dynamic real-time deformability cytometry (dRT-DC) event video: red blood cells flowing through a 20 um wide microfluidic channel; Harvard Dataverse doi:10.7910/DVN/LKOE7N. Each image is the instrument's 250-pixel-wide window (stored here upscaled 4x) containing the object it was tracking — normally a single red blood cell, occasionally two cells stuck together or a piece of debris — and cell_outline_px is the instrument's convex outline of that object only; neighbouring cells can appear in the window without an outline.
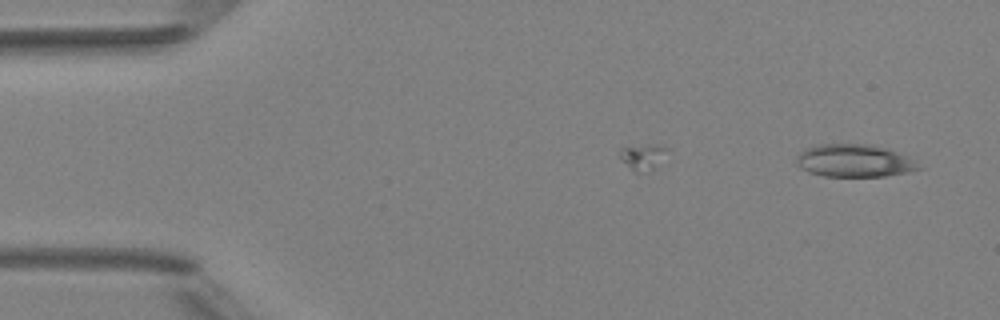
{"species": "Egyptian fruit bat (a non-hibernating species)", "species_latin": "Rousettus aegyptiacus", "temperature_condition": "room temperature", "stored_images_in_passage": 3, "camera_frame_rate_fps": 3000, "um_per_image_px": 0.085, "animal": {"sex": "female"}, "frame": {"image": 1, "passage_image": 3, "time_ms": 2.333, "image_size_px": [1000, 320], "cell_outline_px": [[924, 168], [908, 172], [884, 176], [824, 176], [808, 172], [800, 168], [796, 164], [796, 156], [804, 148], [816, 144], [872, 144], [888, 148], [908, 156]], "centroid_in_image_um": [72.6, 13.65], "position_along_channel_um": 12.4, "area_um2": 23.58}}